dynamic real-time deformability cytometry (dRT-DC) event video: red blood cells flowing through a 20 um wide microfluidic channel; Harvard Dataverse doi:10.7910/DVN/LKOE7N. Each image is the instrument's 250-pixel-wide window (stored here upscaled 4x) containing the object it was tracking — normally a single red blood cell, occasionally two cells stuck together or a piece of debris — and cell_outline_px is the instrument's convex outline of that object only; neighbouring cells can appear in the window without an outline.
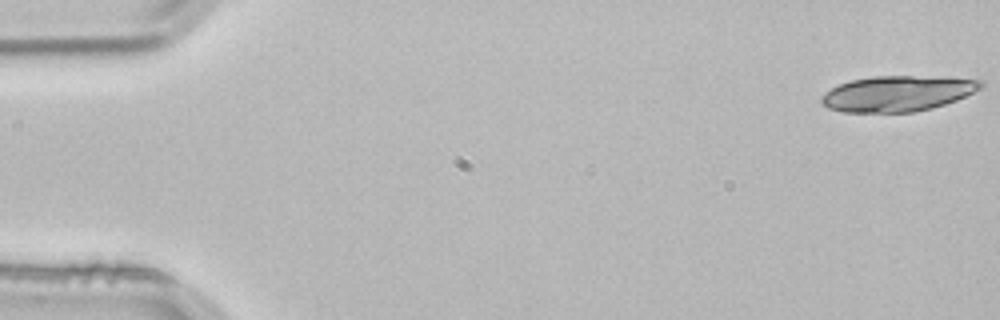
{"species": "common noctule bat (a hibernating species)", "species_latin": "Nyctalus noctula", "temperature_condition": "room temperature", "stored_images_in_passage": 18, "camera_frame_rate_fps": 3000, "um_per_image_px": 0.085, "animal": {"sex": "male", "body_mass_g": 21.5, "forearm_length_mm": 52.0}, "frame": {"image": 1, "passage_image": 1, "time_ms": 0.0, "image_size_px": [1000, 320], "cell_outline_px": [[984, 88], [956, 100], [932, 108], [912, 112], [844, 112], [828, 108], [820, 104], [820, 96], [832, 88], [840, 84], [852, 80], [872, 76], [912, 76], [984, 80]], "centroid_in_image_um": [76.28, 7.96], "position_along_channel_um": 8.7, "area_um2": 32.95}}